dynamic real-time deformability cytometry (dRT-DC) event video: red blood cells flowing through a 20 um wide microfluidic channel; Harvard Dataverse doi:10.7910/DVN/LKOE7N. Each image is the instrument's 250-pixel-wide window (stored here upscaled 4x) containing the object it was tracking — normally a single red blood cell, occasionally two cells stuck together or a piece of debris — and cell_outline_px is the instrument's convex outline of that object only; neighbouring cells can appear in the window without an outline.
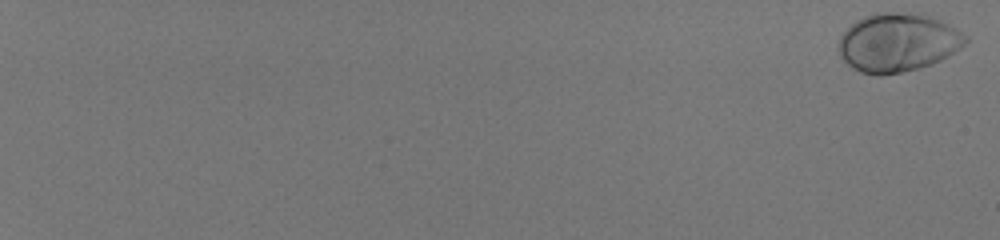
{"species": "human", "species_latin": "Homo sapiens", "temperature_condition": "room temperature", "stored_images_in_passage": 58, "camera_frame_rate_fps": 3000, "um_per_image_px": 0.085, "donor": {"sex": "male"}, "frame": {"image": 1, "passage_image": 1, "time_ms": 0.0, "image_size_px": [1000, 240], "cell_outline_px": [[968, 40], [960, 48], [940, 60], [932, 64], [920, 68], [880, 76], [876, 76], [860, 72], [852, 68], [840, 56], [840, 36], [856, 20], [864, 16], [876, 12], [896, 12], [928, 16], [940, 20], [956, 28], [968, 36]], "centroid_in_image_um": [76.31, 3.62], "position_along_channel_um": 8.7, "area_um2": 43.06}}
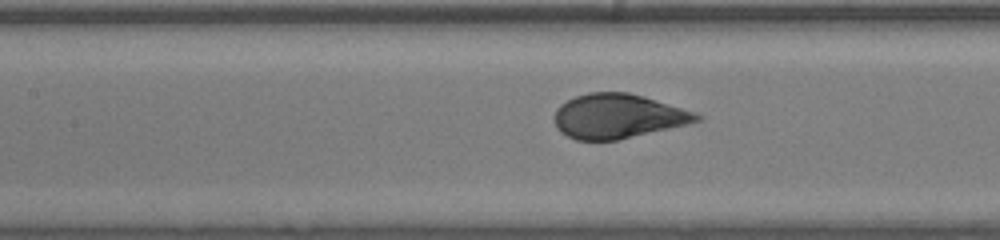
{"frame": {"image": 2, "passage_image": 34, "time_ms": 11.0, "image_size_px": [1000, 240], "cell_outline_px": [[704, 116], [700, 120], [688, 124], [616, 140], [576, 140], [560, 132], [556, 128], [556, 108], [560, 104], [576, 96], [588, 92], [628, 92], [644, 96], [696, 112]], "centroid_in_image_um": [52.54, 9.87], "position_along_channel_um": 154.9, "area_um2": 36.7}}
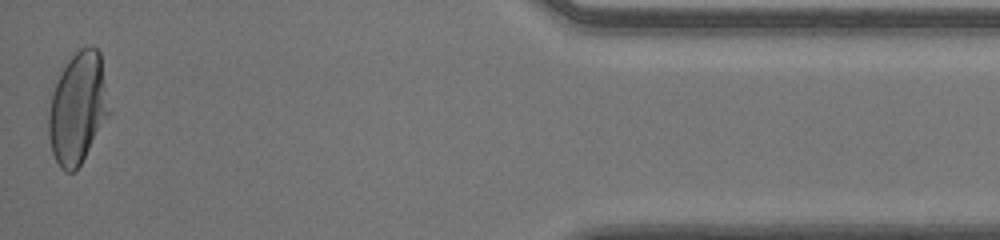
{"frame": {"image": 3, "passage_image": 58, "time_ms": 19.0, "image_size_px": [1000, 240], "cell_outline_px": [[112, 112], [76, 172], [64, 172], [60, 168], [52, 152], [48, 136], [48, 116], [52, 96], [56, 84], [68, 60], [80, 48], [96, 48], [100, 52]], "centroid_in_image_um": [6.65, 9.25], "position_along_channel_um": 428.6, "area_um2": 39.48}, "authors_computed_cell_mechanics": {"area_um2": 39.015, "velocity_mm_per_s": 4.0319, "shape_relaxation_time_tau1_ms": 3.0471, "shape_relaxation_time_tau2_ms": null, "deformation_change_tau1": 0.181, "deformation_change_tau2": null}}